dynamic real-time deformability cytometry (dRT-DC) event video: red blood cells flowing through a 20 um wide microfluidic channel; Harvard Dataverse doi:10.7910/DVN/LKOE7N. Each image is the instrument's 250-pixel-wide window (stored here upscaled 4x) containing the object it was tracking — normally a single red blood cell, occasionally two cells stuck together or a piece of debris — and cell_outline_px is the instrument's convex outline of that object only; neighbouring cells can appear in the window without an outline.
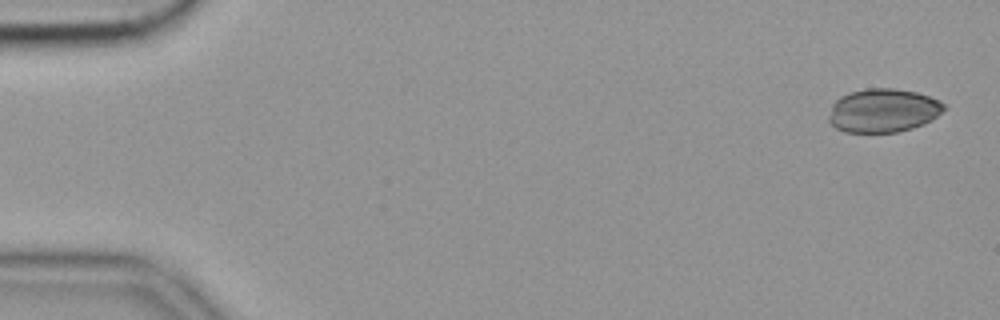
{"species": "common noctule bat (a hibernating species)", "species_latin": "Nyctalus noctula", "temperature_condition": "cold", "stored_images_in_passage": 11, "camera_frame_rate_fps": 3000, "um_per_image_px": 0.085, "animal": {"sex": "female", "body_mass_g": 19.9}, "frame": {"image": 1, "passage_image": 2, "time_ms": 0.333, "image_size_px": [1000, 320], "cell_outline_px": [[944, 108], [932, 120], [924, 124], [912, 128], [896, 132], [844, 132], [836, 128], [828, 120], [828, 116], [832, 104], [840, 96], [848, 92], [868, 88], [892, 88], [916, 92], [940, 100], [944, 104]], "centroid_in_image_um": [75.04, 9.39], "position_along_channel_um": 10.0, "area_um2": 29.3}}